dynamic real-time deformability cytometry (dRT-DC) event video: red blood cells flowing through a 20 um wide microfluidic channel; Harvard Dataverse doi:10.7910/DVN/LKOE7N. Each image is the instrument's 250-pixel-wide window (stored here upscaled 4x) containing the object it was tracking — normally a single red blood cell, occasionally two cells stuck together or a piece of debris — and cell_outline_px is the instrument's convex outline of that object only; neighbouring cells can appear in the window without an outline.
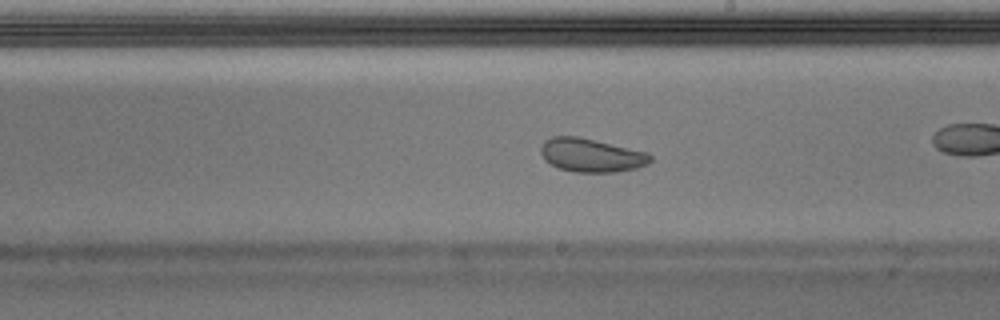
{"species": "Egyptian fruit bat (a non-hibernating species)", "species_latin": "Rousettus aegyptiacus", "temperature_condition": "warm", "stored_images_in_passage": 52, "camera_frame_rate_fps": 3000, "um_per_image_px": 0.085, "animal": {"sex": "male"}, "frame": {"image": 1, "passage_image": 30, "time_ms": 9.667, "image_size_px": [1000, 320], "cell_outline_px": [[652, 160], [648, 164], [636, 168], [616, 172], [576, 172], [560, 168], [544, 160], [540, 152], [540, 148], [544, 140], [552, 136], [580, 136], [648, 152], [652, 156]], "centroid_in_image_um": [50.26, 13.18], "position_along_channel_um": 238.7, "area_um2": 21.62}}